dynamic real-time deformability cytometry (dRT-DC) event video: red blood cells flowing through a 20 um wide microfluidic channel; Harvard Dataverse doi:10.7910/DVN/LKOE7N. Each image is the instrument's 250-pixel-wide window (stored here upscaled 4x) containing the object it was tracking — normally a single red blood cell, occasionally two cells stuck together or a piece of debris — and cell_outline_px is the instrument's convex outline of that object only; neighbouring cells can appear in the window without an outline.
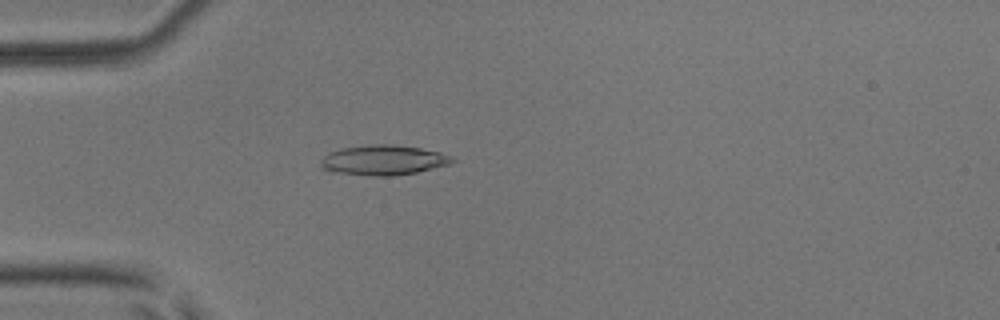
{"species": "common noctule bat (a hibernating species)", "species_latin": "Nyctalus noctula", "temperature_condition": "room temperature", "stored_images_in_passage": 45, "camera_frame_rate_fps": 3000, "um_per_image_px": 0.085, "animal": {"sex": "male", "body_mass_g": 17.9, "forearm_length_mm": 54.2}, "frame": {"image": 1, "passage_image": 11, "time_ms": 3.333, "image_size_px": [1000, 320], "cell_outline_px": [[456, 160], [448, 164], [416, 172], [392, 176], [368, 176], [328, 172], [320, 168], [320, 160], [328, 152], [340, 148], [368, 144], [392, 144], [420, 148], [440, 152], [452, 156]], "centroid_in_image_um": [32.5, 13.61], "position_along_channel_um": 52.5, "area_um2": 23.35}}
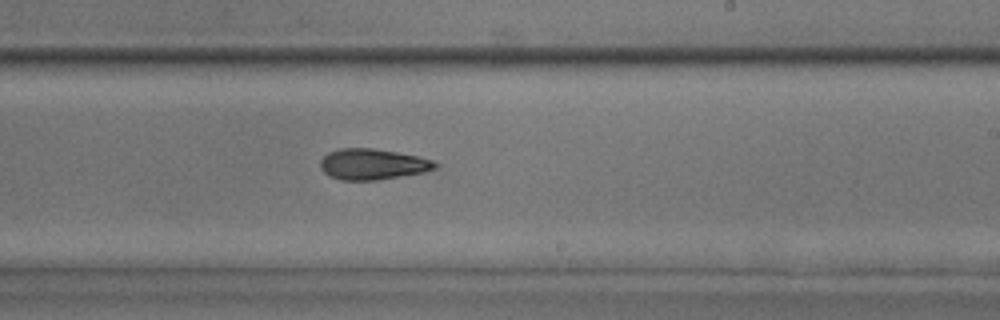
{"frame": {"image": 2, "passage_image": 28, "time_ms": 9.0, "image_size_px": [1000, 320], "cell_outline_px": [[440, 164], [436, 168], [424, 172], [376, 180], [340, 180], [328, 176], [320, 168], [320, 160], [328, 152], [340, 148], [372, 148], [396, 152], [416, 156], [432, 160]], "centroid_in_image_um": [31.64, 13.96], "position_along_channel_um": 257.4, "area_um2": 20.63}}
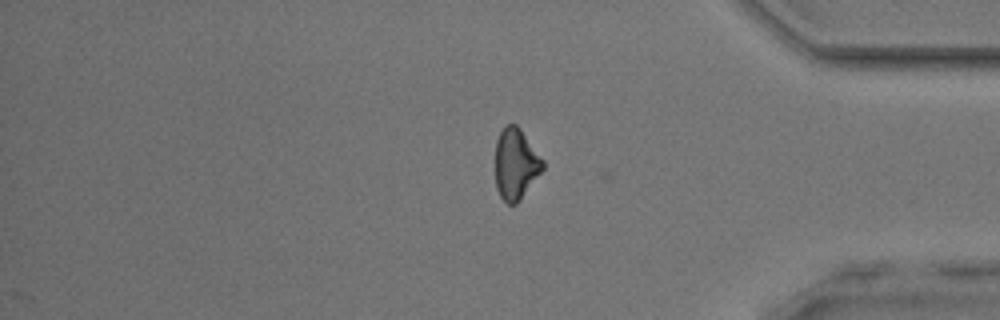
{"frame": {"image": 3, "passage_image": 40, "time_ms": 13.0, "image_size_px": [1000, 320], "cell_outline_px": [[544, 168], [520, 200], [516, 204], [508, 204], [500, 196], [496, 188], [496, 140], [504, 124], [516, 124], [520, 128], [544, 160]], "centroid_in_image_um": [43.84, 13.92], "position_along_channel_um": 391.4, "area_um2": 19.65}, "authors_computed_cell_mechanics": {"area_um2": 20.8658, "velocity_mm_per_s": 3.8421, "shape_relaxation_time_tau1_ms": 2.1202, "shape_relaxation_time_tau2_ms": 5.4313, "deformation_change_tau1": 0.1722, "deformation_change_tau2": 0.1502}}